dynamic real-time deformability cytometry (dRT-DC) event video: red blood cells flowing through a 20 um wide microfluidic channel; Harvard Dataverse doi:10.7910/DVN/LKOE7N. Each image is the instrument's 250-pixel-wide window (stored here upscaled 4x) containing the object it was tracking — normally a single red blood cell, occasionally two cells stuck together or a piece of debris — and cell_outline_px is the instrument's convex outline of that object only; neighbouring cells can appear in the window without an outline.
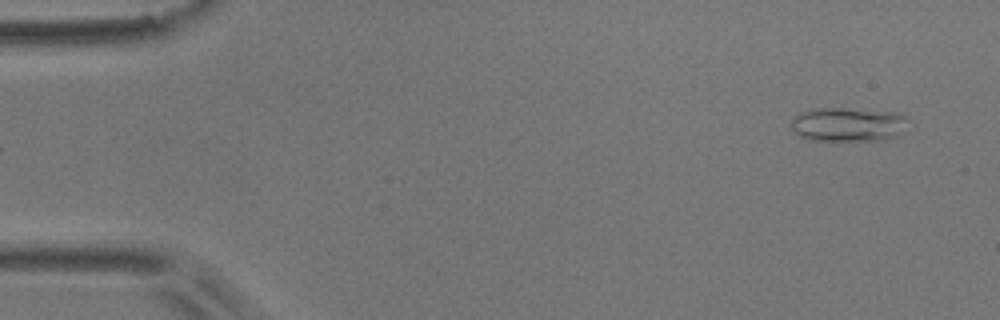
{"species": "common noctule bat (a hibernating species)", "species_latin": "Nyctalus noctula", "temperature_condition": "room temperature", "stored_images_in_passage": 6, "camera_frame_rate_fps": 3000, "um_per_image_px": 0.085, "animal": {"sex": "male", "body_mass_g": 17.9}, "frame": {"image": 1, "passage_image": 2, "time_ms": 0.333, "image_size_px": [1000, 320], "cell_outline_px": [[908, 116], [896, 136], [880, 140], [808, 140], [800, 136], [792, 128], [792, 120], [800, 112], [808, 108], [848, 108], [896, 112]], "centroid_in_image_um": [72.02, 10.55], "position_along_channel_um": 13.0, "area_um2": 23.0}}
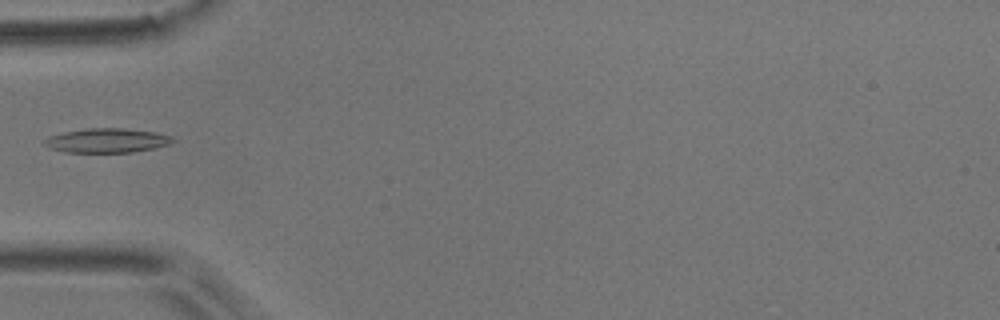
{"frame": {"image": 2, "passage_image": 6, "time_ms": 1.667, "image_size_px": [1000, 320], "cell_outline_px": [[176, 140], [168, 144], [156, 148], [132, 152], [64, 152], [48, 148], [44, 144], [44, 140], [48, 136], [64, 132], [88, 128], [120, 128], [156, 132], [172, 136]], "centroid_in_image_um": [9.08, 11.94], "position_along_channel_um": 75.9, "area_um2": 18.21}}